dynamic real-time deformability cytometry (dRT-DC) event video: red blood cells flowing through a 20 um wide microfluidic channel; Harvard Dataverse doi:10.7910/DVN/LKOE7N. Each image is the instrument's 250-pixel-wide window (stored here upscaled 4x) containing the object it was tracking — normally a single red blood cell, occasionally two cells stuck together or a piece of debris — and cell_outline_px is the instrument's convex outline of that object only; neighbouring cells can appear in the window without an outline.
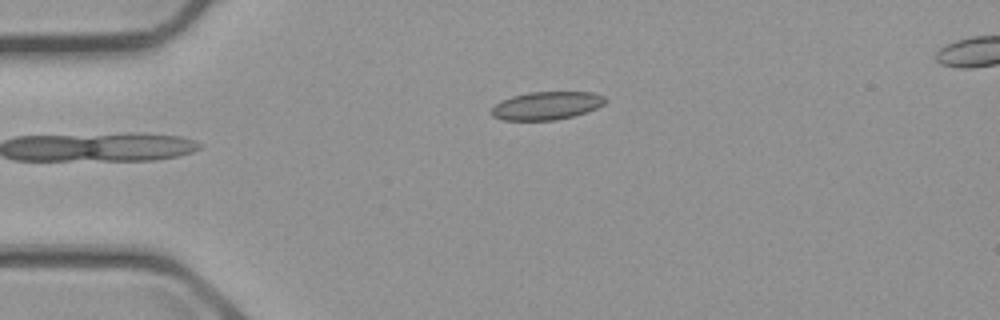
{"species": "common noctule bat (a hibernating species)", "species_latin": "Nyctalus noctula", "temperature_condition": "cold", "stored_images_in_passage": 3, "camera_frame_rate_fps": 3000, "um_per_image_px": 0.085, "animal": {"sex": "male", "body_mass_g": 23.1, "forearm_length_mm": 52.7}, "frame": {"image": 1, "passage_image": 1, "time_ms": 0.0, "image_size_px": [1000, 320], "cell_outline_px": [[608, 100], [604, 104], [596, 108], [572, 116], [556, 120], [504, 120], [492, 116], [492, 108], [496, 104], [512, 96], [528, 92], [592, 92], [604, 96]], "centroid_in_image_um": [46.48, 8.97], "position_along_channel_um": 38.5, "area_um2": 18.44}}